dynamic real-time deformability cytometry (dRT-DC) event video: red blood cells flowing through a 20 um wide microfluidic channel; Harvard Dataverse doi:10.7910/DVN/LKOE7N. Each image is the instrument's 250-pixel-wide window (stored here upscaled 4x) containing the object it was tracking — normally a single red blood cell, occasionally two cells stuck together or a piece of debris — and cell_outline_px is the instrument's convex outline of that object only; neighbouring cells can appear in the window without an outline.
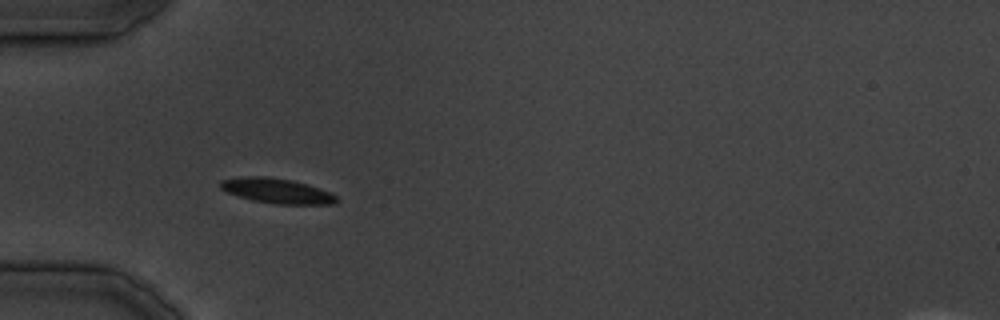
{"species": "common noctule bat (a hibernating species)", "species_latin": "Nyctalus noctula", "temperature_condition": "cold", "stored_images_in_passage": 26, "camera_frame_rate_fps": 3000, "um_per_image_px": 0.085, "animal": {"sex": "male", "body_mass_g": 19.5, "forearm_length_mm": 54.6}, "frame": {"image": 1, "passage_image": 1, "time_ms": 0.0, "image_size_px": [1000, 320], "cell_outline_px": [[340, 200], [336, 204], [276, 204], [252, 200], [228, 192], [220, 188], [220, 180], [244, 176], [264, 176], [292, 180], [308, 184], [332, 192]], "centroid_in_image_um": [23.59, 16.22], "position_along_channel_um": 61.4, "area_um2": 16.99}}
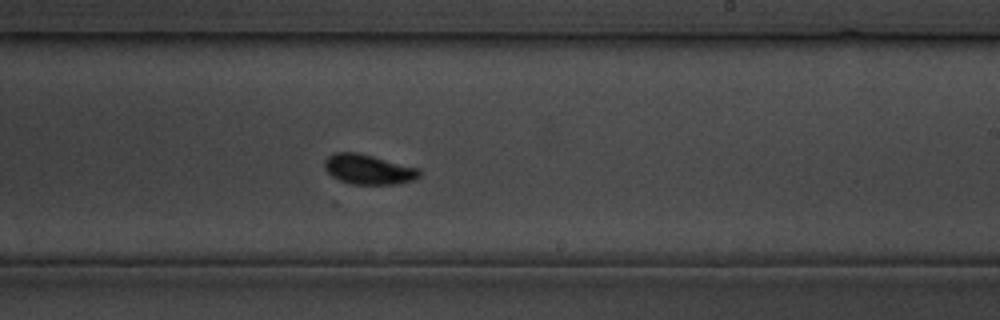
{"frame": {"image": 2, "passage_image": 12, "time_ms": 13.667, "image_size_px": [1000, 320], "cell_outline_px": [[420, 176], [416, 180], [396, 184], [352, 184], [340, 180], [332, 176], [324, 168], [324, 160], [332, 152], [356, 152], [420, 168]], "centroid_in_image_um": [31.32, 14.39], "position_along_channel_um": 257.7, "area_um2": 16.59}}
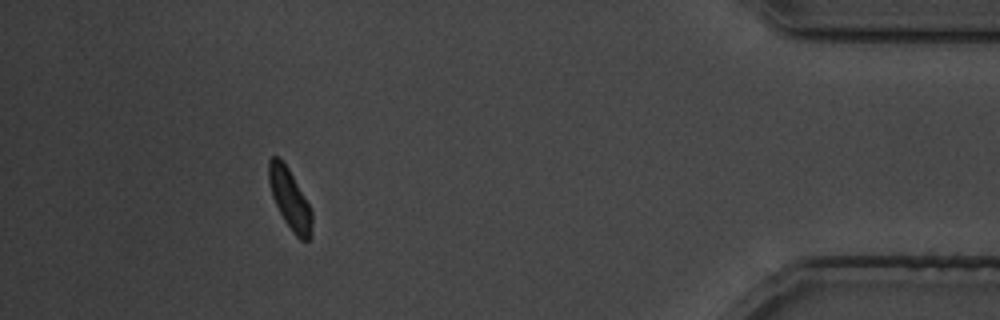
{"frame": {"image": 3, "passage_image": 23, "time_ms": 27.333, "image_size_px": [1000, 320], "cell_outline_px": [[312, 236], [308, 240], [300, 240], [296, 236], [284, 220], [272, 196], [268, 180], [268, 160], [272, 156], [280, 156], [288, 168], [308, 204], [312, 212]], "centroid_in_image_um": [24.62, 16.91], "position_along_channel_um": 410.6, "area_um2": 15.03}}